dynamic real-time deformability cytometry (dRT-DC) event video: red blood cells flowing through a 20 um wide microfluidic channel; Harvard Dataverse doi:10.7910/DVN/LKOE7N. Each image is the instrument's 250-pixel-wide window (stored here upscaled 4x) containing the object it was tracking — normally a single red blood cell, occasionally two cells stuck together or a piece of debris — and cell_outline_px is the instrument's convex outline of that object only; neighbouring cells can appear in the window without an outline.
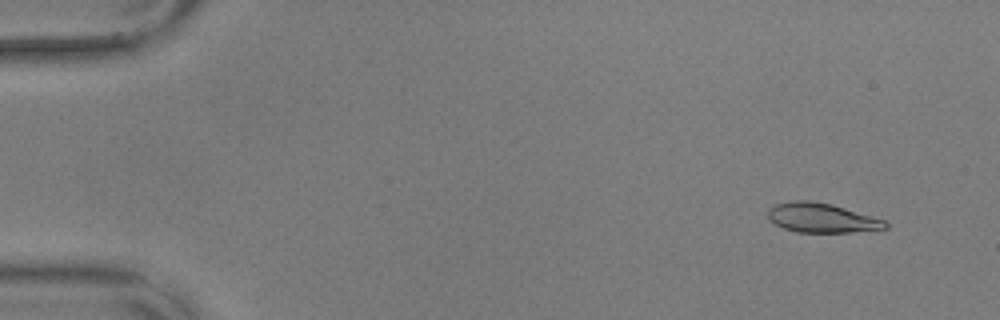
{"species": "common noctule bat (a hibernating species)", "species_latin": "Nyctalus noctula", "temperature_condition": "warm", "stored_images_in_passage": 57, "camera_frame_rate_fps": 3000, "um_per_image_px": 0.085, "animal": {"sex": "male", "body_mass_g": 17.9, "forearm_length_mm": 54.2}, "frame": {"image": 1, "passage_image": 5, "time_ms": 1.333, "image_size_px": [1000, 320], "cell_outline_px": [[888, 228], [848, 232], [796, 232], [784, 228], [776, 224], [768, 216], [768, 208], [776, 204], [792, 200], [808, 200], [832, 204], [872, 216], [884, 220], [888, 224]], "centroid_in_image_um": [69.83, 18.51], "position_along_channel_um": 15.2, "area_um2": 19.94}}
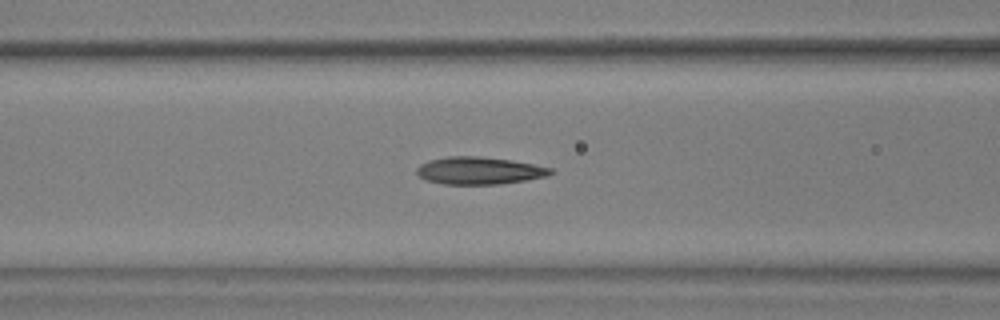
{"frame": {"image": 2, "passage_image": 24, "time_ms": 7.667, "image_size_px": [1000, 320], "cell_outline_px": [[552, 172], [544, 176], [524, 180], [500, 184], [444, 184], [428, 180], [420, 176], [416, 172], [416, 168], [420, 164], [428, 160], [448, 156], [476, 156], [512, 160], [552, 168]], "centroid_in_image_um": [40.68, 14.49], "position_along_channel_um": 125.9, "area_um2": 21.1}}
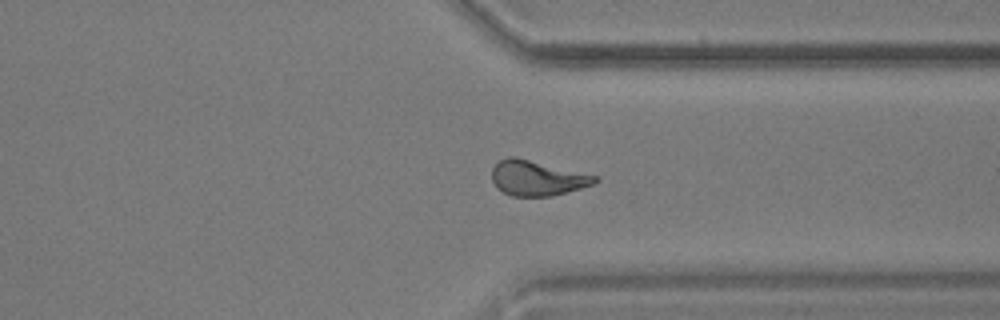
{"frame": {"image": 3, "passage_image": 44, "time_ms": 14.333, "image_size_px": [1000, 320], "cell_outline_px": [[600, 180], [592, 184], [580, 188], [552, 196], [512, 196], [496, 188], [492, 180], [492, 168], [500, 160], [508, 156], [516, 156], [600, 176]], "centroid_in_image_um": [45.67, 15.12], "position_along_channel_um": 365.7, "area_um2": 21.27}, "authors_computed_cell_mechanics": {"area_um2": 20.9814, "velocity_mm_per_s": 3.5985, "shape_relaxation_time_tau1_ms": null, "shape_relaxation_time_tau2_ms": 1.9068, "deformation_change_tau1": null, "deformation_change_tau2": 0.0938}}